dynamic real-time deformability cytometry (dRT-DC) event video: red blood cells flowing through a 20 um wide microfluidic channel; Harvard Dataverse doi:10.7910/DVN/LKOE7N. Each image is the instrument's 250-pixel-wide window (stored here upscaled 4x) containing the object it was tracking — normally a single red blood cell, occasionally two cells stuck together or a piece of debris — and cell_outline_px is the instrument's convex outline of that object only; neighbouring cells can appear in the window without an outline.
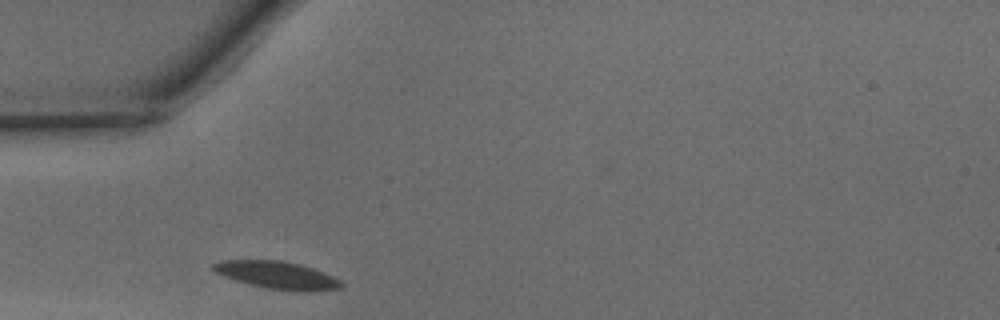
{"species": "common noctule bat (a hibernating species)", "species_latin": "Nyctalus noctula", "temperature_condition": "warm", "stored_images_in_passage": 23, "camera_frame_rate_fps": 3000, "um_per_image_px": 0.085, "animal": {"sex": "male", "body_mass_g": 15.6}, "frame": {"image": 1, "passage_image": 1, "time_ms": 0.0, "image_size_px": [1000, 320], "cell_outline_px": [[344, 284], [340, 288], [308, 292], [300, 292], [268, 288], [248, 284], [224, 276], [216, 272], [212, 268], [212, 264], [220, 260], [284, 260], [300, 264], [324, 272], [340, 280]], "centroid_in_image_um": [23.57, 23.38], "position_along_channel_um": 61.4, "area_um2": 20.58}}
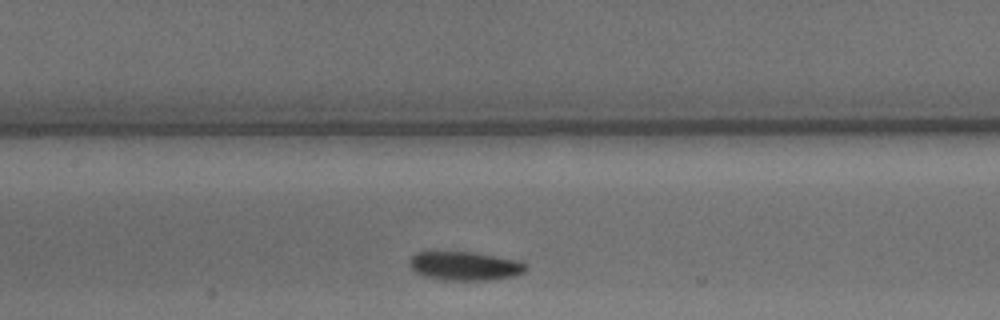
{"frame": {"image": 2, "passage_image": 9, "time_ms": 2.667, "image_size_px": [1000, 320], "cell_outline_px": [[528, 268], [524, 272], [516, 276], [496, 280], [444, 280], [424, 276], [416, 272], [408, 264], [408, 260], [416, 252], [472, 252], [516, 260], [524, 264]], "centroid_in_image_um": [39.51, 22.62], "position_along_channel_um": 167.9, "area_um2": 19.54}}
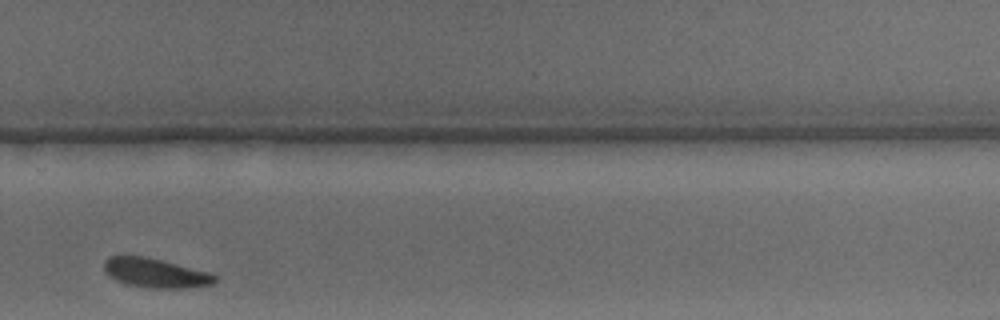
{"frame": {"image": 3, "passage_image": 20, "time_ms": 6.333, "image_size_px": [1000, 320], "cell_outline_px": [[216, 280], [212, 284], [184, 288], [148, 288], [124, 284], [116, 280], [104, 272], [104, 260], [108, 256], [144, 256], [208, 272], [216, 276]], "centroid_in_image_um": [13.15, 23.21], "position_along_channel_um": 316.7, "area_um2": 18.79}}